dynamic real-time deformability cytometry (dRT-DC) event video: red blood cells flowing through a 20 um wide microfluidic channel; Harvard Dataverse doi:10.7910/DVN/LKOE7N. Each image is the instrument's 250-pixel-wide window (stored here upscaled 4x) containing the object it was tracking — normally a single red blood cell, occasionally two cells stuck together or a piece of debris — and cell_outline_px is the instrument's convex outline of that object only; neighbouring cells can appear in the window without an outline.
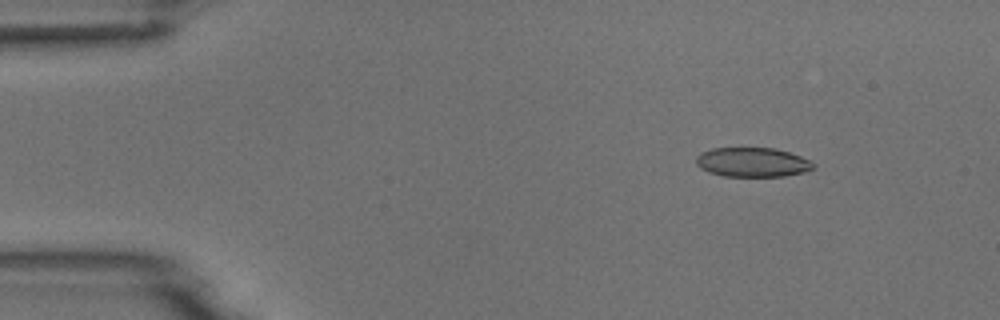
{"species": "common noctule bat (a hibernating species)", "species_latin": "Nyctalus noctula", "temperature_condition": "room temperature", "stored_images_in_passage": 3, "camera_frame_rate_fps": 3000, "um_per_image_px": 0.085, "animal": {"sex": "male", "body_mass_g": 18.8}, "frame": {"image": 1, "passage_image": 1, "time_ms": 0.0, "image_size_px": [1000, 320], "cell_outline_px": [[816, 168], [804, 172], [784, 176], [724, 176], [708, 172], [700, 168], [696, 164], [696, 156], [700, 152], [712, 148], [776, 148], [800, 156], [816, 164]], "centroid_in_image_um": [63.95, 13.79], "position_along_channel_um": 21.1, "area_um2": 20.17}}